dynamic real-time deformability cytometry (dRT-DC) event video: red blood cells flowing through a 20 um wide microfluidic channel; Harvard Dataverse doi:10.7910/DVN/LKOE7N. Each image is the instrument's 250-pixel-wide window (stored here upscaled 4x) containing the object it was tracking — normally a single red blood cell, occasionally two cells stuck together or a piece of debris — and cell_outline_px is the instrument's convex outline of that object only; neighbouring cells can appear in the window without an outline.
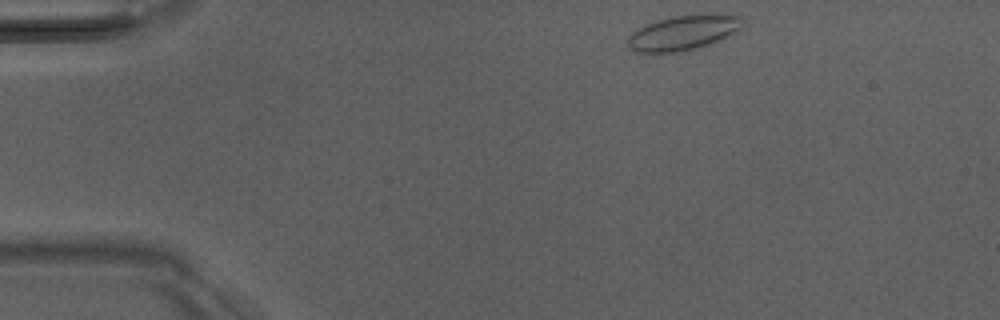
{"species": "Egyptian fruit bat (a non-hibernating species)", "species_latin": "Rousettus aegyptiacus", "temperature_condition": "room temperature", "stored_images_in_passage": 44, "camera_frame_rate_fps": 3000, "um_per_image_px": 0.085, "animal": {"sex": "male"}, "frame": {"image": 1, "passage_image": 1, "time_ms": 0.0, "image_size_px": [1000, 320], "cell_outline_px": [[740, 28], [720, 40], [704, 48], [688, 52], [636, 52], [628, 48], [628, 36], [632, 32], [648, 24], [672, 16], [740, 16]], "centroid_in_image_um": [58.0, 2.86], "position_along_channel_um": 27.0, "area_um2": 22.66}}
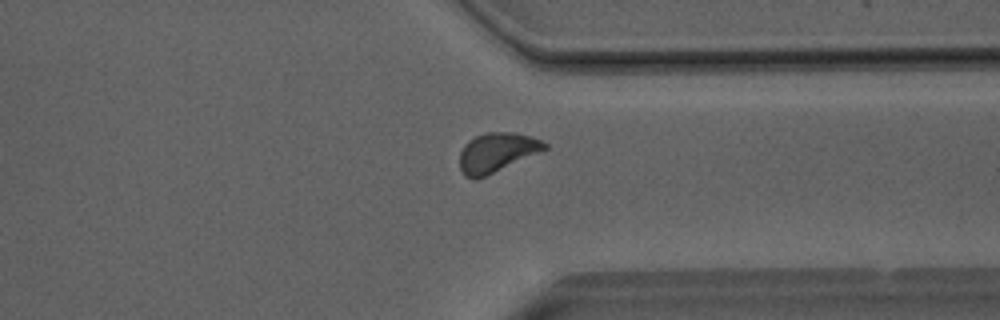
{"frame": {"image": 2, "passage_image": 32, "time_ms": 10.333, "image_size_px": [1000, 320], "cell_outline_px": [[548, 148], [540, 152], [476, 180], [464, 176], [460, 168], [460, 152], [464, 144], [468, 140], [476, 136], [488, 132], [512, 132], [532, 136], [548, 144]], "centroid_in_image_um": [42.21, 12.95], "position_along_channel_um": 369.2, "area_um2": 19.42}}
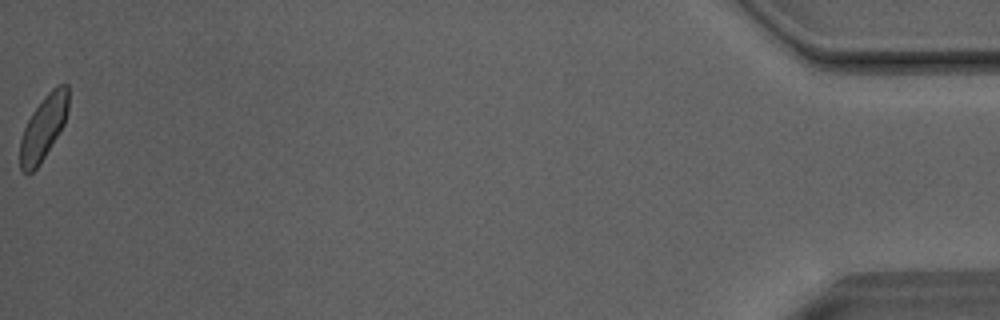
{"frame": {"image": 3, "passage_image": 44, "time_ms": 14.333, "image_size_px": [1000, 320], "cell_outline_px": [[68, 108], [64, 124], [40, 164], [28, 176], [20, 172], [20, 140], [24, 128], [32, 112], [44, 96], [56, 84], [68, 84]], "centroid_in_image_um": [3.67, 10.87], "position_along_channel_um": 431.5, "area_um2": 18.21}, "authors_computed_cell_mechanics": {"area_um2": 18.8717, "velocity_mm_per_s": 4.0281, "shape_relaxation_time_tau1_ms": 3.6378, "shape_relaxation_time_tau2_ms": 1.4309, "deformation_change_tau1": 0.0812, "deformation_change_tau2": 0.0462}}